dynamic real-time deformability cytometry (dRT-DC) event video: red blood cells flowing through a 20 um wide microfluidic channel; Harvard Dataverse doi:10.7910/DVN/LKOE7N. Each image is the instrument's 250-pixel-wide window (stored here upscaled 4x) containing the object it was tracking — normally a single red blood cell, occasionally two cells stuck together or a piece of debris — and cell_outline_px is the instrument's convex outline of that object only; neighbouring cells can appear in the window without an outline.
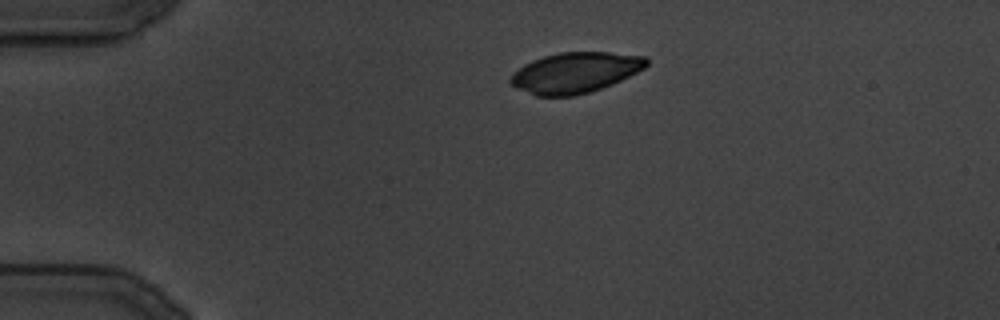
{"species": "common noctule bat (a hibernating species)", "species_latin": "Nyctalus noctula", "temperature_condition": "cold", "stored_images_in_passage": 81, "camera_frame_rate_fps": 3000, "um_per_image_px": 0.085, "animal": {"sex": "male", "body_mass_g": 19.5, "forearm_length_mm": 54.6}, "frame": {"image": 1, "passage_image": 1, "time_ms": 0.0, "image_size_px": [1000, 320], "cell_outline_px": [[648, 64], [644, 68], [612, 84], [588, 92], [572, 96], [536, 96], [516, 88], [508, 80], [512, 72], [524, 64], [532, 60], [544, 56], [560, 52], [608, 52], [648, 56]], "centroid_in_image_um": [48.86, 6.16], "position_along_channel_um": 36.1, "area_um2": 32.14}}
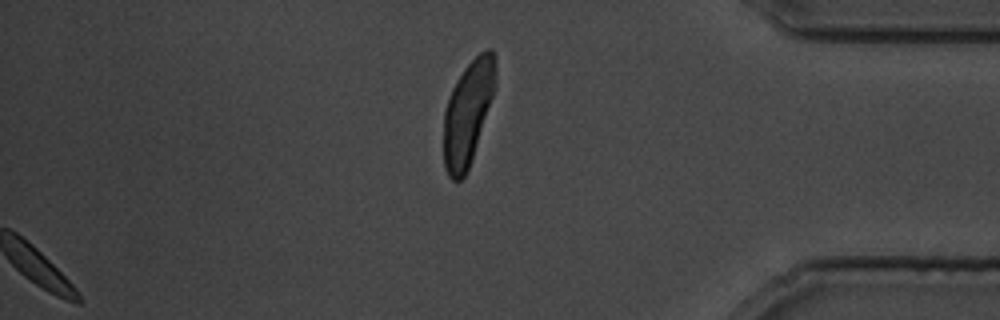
{"frame": {"image": 2, "passage_image": 81, "time_ms": 26.667, "image_size_px": [1000, 320], "cell_outline_px": [[496, 84], [468, 168], [464, 176], [460, 180], [452, 180], [448, 176], [444, 168], [444, 112], [452, 88], [456, 80], [464, 68], [484, 48], [492, 48], [496, 64]], "centroid_in_image_um": [39.76, 9.54], "position_along_channel_um": 395.4, "area_um2": 30.87}}